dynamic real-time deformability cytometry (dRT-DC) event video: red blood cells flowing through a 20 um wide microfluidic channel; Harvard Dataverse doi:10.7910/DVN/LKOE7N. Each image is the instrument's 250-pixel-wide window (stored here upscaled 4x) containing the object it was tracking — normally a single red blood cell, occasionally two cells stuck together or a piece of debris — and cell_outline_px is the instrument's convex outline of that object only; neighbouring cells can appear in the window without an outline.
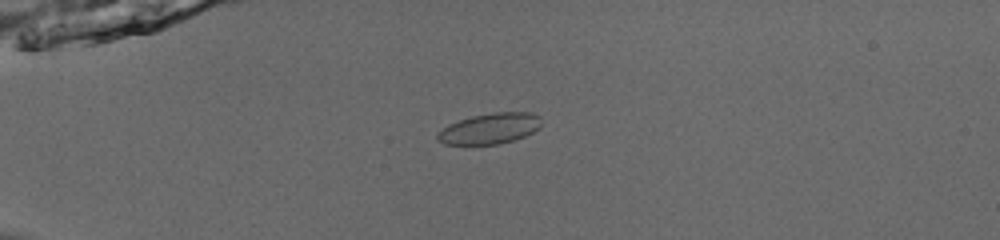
{"species": "common noctule bat (a hibernating species)", "species_latin": "Nyctalus noctula", "temperature_condition": "room temperature", "stored_images_in_passage": 19, "camera_frame_rate_fps": 3000, "um_per_image_px": 0.085, "animal": {"sex": "male", "body_mass_g": 13.0, "forearm_length_mm": 53.1}, "frame": {"image": 1, "passage_image": 8, "time_ms": 2.333, "image_size_px": [1000, 240], "cell_outline_px": [[540, 128], [524, 136], [500, 144], [444, 144], [436, 140], [436, 136], [448, 124], [472, 116], [496, 112], [532, 112], [540, 116]], "centroid_in_image_um": [41.64, 10.92], "position_along_channel_um": 43.4, "area_um2": 18.44}}
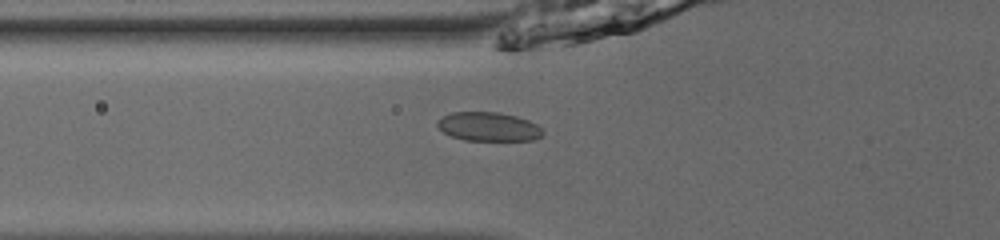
{"frame": {"image": 2, "passage_image": 14, "time_ms": 4.333, "image_size_px": [1000, 240], "cell_outline_px": [[544, 136], [532, 140], [464, 140], [452, 136], [444, 132], [436, 124], [436, 120], [452, 112], [500, 112], [516, 116], [528, 120], [536, 124], [544, 132]], "centroid_in_image_um": [41.54, 10.76], "position_along_channel_um": 84.3, "area_um2": 17.74}}
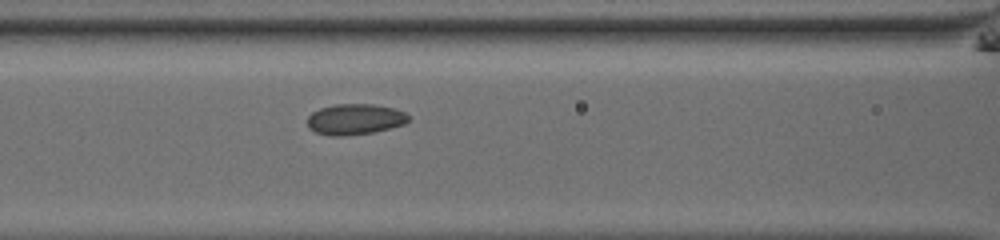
{"frame": {"image": 3, "passage_image": 18, "time_ms": 5.667, "image_size_px": [1000, 240], "cell_outline_px": [[408, 120], [404, 124], [372, 132], [344, 136], [328, 136], [316, 132], [308, 128], [308, 116], [312, 112], [320, 108], [336, 104], [372, 104], [392, 108], [404, 112], [408, 116]], "centroid_in_image_um": [30.12, 10.14], "position_along_channel_um": 136.5, "area_um2": 17.98}}